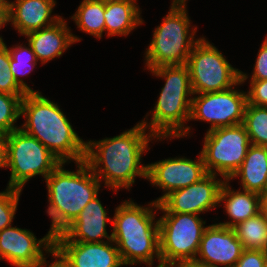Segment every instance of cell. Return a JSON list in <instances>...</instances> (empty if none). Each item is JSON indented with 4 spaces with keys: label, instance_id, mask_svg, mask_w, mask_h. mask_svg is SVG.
<instances>
[{
    "label": "cell",
    "instance_id": "6da1fadb",
    "mask_svg": "<svg viewBox=\"0 0 267 267\" xmlns=\"http://www.w3.org/2000/svg\"><path fill=\"white\" fill-rule=\"evenodd\" d=\"M139 122L133 128L112 138L87 141L84 161L104 185L115 189H129L135 177L147 179V165H141L142 154L155 137ZM104 178V179H103ZM102 179V180H101Z\"/></svg>",
    "mask_w": 267,
    "mask_h": 267
},
{
    "label": "cell",
    "instance_id": "7a4b0ae2",
    "mask_svg": "<svg viewBox=\"0 0 267 267\" xmlns=\"http://www.w3.org/2000/svg\"><path fill=\"white\" fill-rule=\"evenodd\" d=\"M21 116L26 122L20 129L35 137L61 162L85 159L86 142L74 131L60 107L41 92H29L23 97Z\"/></svg>",
    "mask_w": 267,
    "mask_h": 267
},
{
    "label": "cell",
    "instance_id": "3957f363",
    "mask_svg": "<svg viewBox=\"0 0 267 267\" xmlns=\"http://www.w3.org/2000/svg\"><path fill=\"white\" fill-rule=\"evenodd\" d=\"M148 206H139L132 200H125L115 209L112 240L126 266L145 263L151 267L156 257L159 261L157 267H162L159 222L157 219L154 221L153 212L158 209V203L153 200Z\"/></svg>",
    "mask_w": 267,
    "mask_h": 267
},
{
    "label": "cell",
    "instance_id": "277c9868",
    "mask_svg": "<svg viewBox=\"0 0 267 267\" xmlns=\"http://www.w3.org/2000/svg\"><path fill=\"white\" fill-rule=\"evenodd\" d=\"M149 71L166 82L150 111L153 112L151 120L148 123L143 119L141 123L159 140L188 136L190 126L185 127L184 123L190 119L191 95L194 96L188 66H160Z\"/></svg>",
    "mask_w": 267,
    "mask_h": 267
},
{
    "label": "cell",
    "instance_id": "5b68a950",
    "mask_svg": "<svg viewBox=\"0 0 267 267\" xmlns=\"http://www.w3.org/2000/svg\"><path fill=\"white\" fill-rule=\"evenodd\" d=\"M78 170H65L61 163L46 177L52 236L60 234L80 214L83 208L98 195L101 184L86 162H77Z\"/></svg>",
    "mask_w": 267,
    "mask_h": 267
},
{
    "label": "cell",
    "instance_id": "8992f818",
    "mask_svg": "<svg viewBox=\"0 0 267 267\" xmlns=\"http://www.w3.org/2000/svg\"><path fill=\"white\" fill-rule=\"evenodd\" d=\"M186 5H172L162 24L155 28L153 39L145 52L147 70L160 66L186 65L197 27L192 28ZM191 32V34H190Z\"/></svg>",
    "mask_w": 267,
    "mask_h": 267
},
{
    "label": "cell",
    "instance_id": "52a82bcc",
    "mask_svg": "<svg viewBox=\"0 0 267 267\" xmlns=\"http://www.w3.org/2000/svg\"><path fill=\"white\" fill-rule=\"evenodd\" d=\"M191 213H164L159 222V251L162 267L195 261L205 221ZM204 224V225H203Z\"/></svg>",
    "mask_w": 267,
    "mask_h": 267
},
{
    "label": "cell",
    "instance_id": "ba28073f",
    "mask_svg": "<svg viewBox=\"0 0 267 267\" xmlns=\"http://www.w3.org/2000/svg\"><path fill=\"white\" fill-rule=\"evenodd\" d=\"M194 94L223 91L244 83L248 75L232 67L204 37L193 46L187 64Z\"/></svg>",
    "mask_w": 267,
    "mask_h": 267
},
{
    "label": "cell",
    "instance_id": "9c48e42d",
    "mask_svg": "<svg viewBox=\"0 0 267 267\" xmlns=\"http://www.w3.org/2000/svg\"><path fill=\"white\" fill-rule=\"evenodd\" d=\"M62 162L35 137L16 129L7 135V164L11 169L8 187L23 189L29 179L41 175L45 179Z\"/></svg>",
    "mask_w": 267,
    "mask_h": 267
},
{
    "label": "cell",
    "instance_id": "30bf717a",
    "mask_svg": "<svg viewBox=\"0 0 267 267\" xmlns=\"http://www.w3.org/2000/svg\"><path fill=\"white\" fill-rule=\"evenodd\" d=\"M250 146L243 124L207 131L200 152L206 172L229 180L243 163Z\"/></svg>",
    "mask_w": 267,
    "mask_h": 267
},
{
    "label": "cell",
    "instance_id": "8fae6325",
    "mask_svg": "<svg viewBox=\"0 0 267 267\" xmlns=\"http://www.w3.org/2000/svg\"><path fill=\"white\" fill-rule=\"evenodd\" d=\"M194 95L189 120L210 122L211 127L208 131L243 124L247 104L246 92L232 87L223 91Z\"/></svg>",
    "mask_w": 267,
    "mask_h": 267
},
{
    "label": "cell",
    "instance_id": "7c38bea8",
    "mask_svg": "<svg viewBox=\"0 0 267 267\" xmlns=\"http://www.w3.org/2000/svg\"><path fill=\"white\" fill-rule=\"evenodd\" d=\"M53 248L54 236L49 231L38 240L27 229L10 226L0 231V260L5 259L16 267H45L43 250L52 253Z\"/></svg>",
    "mask_w": 267,
    "mask_h": 267
},
{
    "label": "cell",
    "instance_id": "4fadbf2b",
    "mask_svg": "<svg viewBox=\"0 0 267 267\" xmlns=\"http://www.w3.org/2000/svg\"><path fill=\"white\" fill-rule=\"evenodd\" d=\"M207 173L198 182L170 192L159 203L163 213H191L199 215L216 208L225 179Z\"/></svg>",
    "mask_w": 267,
    "mask_h": 267
},
{
    "label": "cell",
    "instance_id": "5bb4252c",
    "mask_svg": "<svg viewBox=\"0 0 267 267\" xmlns=\"http://www.w3.org/2000/svg\"><path fill=\"white\" fill-rule=\"evenodd\" d=\"M199 159L177 157L147 164V179L153 186L160 187L164 194L154 200L159 203L170 192L198 182L207 172L201 153Z\"/></svg>",
    "mask_w": 267,
    "mask_h": 267
},
{
    "label": "cell",
    "instance_id": "9a60e30c",
    "mask_svg": "<svg viewBox=\"0 0 267 267\" xmlns=\"http://www.w3.org/2000/svg\"><path fill=\"white\" fill-rule=\"evenodd\" d=\"M243 250L233 228L216 223L204 230L195 262L209 267H234Z\"/></svg>",
    "mask_w": 267,
    "mask_h": 267
},
{
    "label": "cell",
    "instance_id": "2e32d148",
    "mask_svg": "<svg viewBox=\"0 0 267 267\" xmlns=\"http://www.w3.org/2000/svg\"><path fill=\"white\" fill-rule=\"evenodd\" d=\"M53 249L69 267H121L124 265L113 240L54 242Z\"/></svg>",
    "mask_w": 267,
    "mask_h": 267
},
{
    "label": "cell",
    "instance_id": "e0dca14e",
    "mask_svg": "<svg viewBox=\"0 0 267 267\" xmlns=\"http://www.w3.org/2000/svg\"><path fill=\"white\" fill-rule=\"evenodd\" d=\"M97 197L88 202L79 216L54 237V242H104L102 238L112 240V233L108 235L106 226L113 219L107 216V211Z\"/></svg>",
    "mask_w": 267,
    "mask_h": 267
},
{
    "label": "cell",
    "instance_id": "ac0fdd59",
    "mask_svg": "<svg viewBox=\"0 0 267 267\" xmlns=\"http://www.w3.org/2000/svg\"><path fill=\"white\" fill-rule=\"evenodd\" d=\"M56 0H15L8 1V23L21 35L51 26L61 19L52 16Z\"/></svg>",
    "mask_w": 267,
    "mask_h": 267
},
{
    "label": "cell",
    "instance_id": "d6986e66",
    "mask_svg": "<svg viewBox=\"0 0 267 267\" xmlns=\"http://www.w3.org/2000/svg\"><path fill=\"white\" fill-rule=\"evenodd\" d=\"M26 36L28 44L41 64L62 56L71 44L81 40L71 33L63 18L51 26L32 31Z\"/></svg>",
    "mask_w": 267,
    "mask_h": 267
},
{
    "label": "cell",
    "instance_id": "ffe728a7",
    "mask_svg": "<svg viewBox=\"0 0 267 267\" xmlns=\"http://www.w3.org/2000/svg\"><path fill=\"white\" fill-rule=\"evenodd\" d=\"M229 186V180H225L219 195V205L224 202L225 210L231 218L229 222L217 223L221 226L233 228L237 224L260 213V194L237 190L234 191Z\"/></svg>",
    "mask_w": 267,
    "mask_h": 267
},
{
    "label": "cell",
    "instance_id": "44dd1931",
    "mask_svg": "<svg viewBox=\"0 0 267 267\" xmlns=\"http://www.w3.org/2000/svg\"><path fill=\"white\" fill-rule=\"evenodd\" d=\"M137 0H105V31L107 36H127L143 24Z\"/></svg>",
    "mask_w": 267,
    "mask_h": 267
},
{
    "label": "cell",
    "instance_id": "7402d4cb",
    "mask_svg": "<svg viewBox=\"0 0 267 267\" xmlns=\"http://www.w3.org/2000/svg\"><path fill=\"white\" fill-rule=\"evenodd\" d=\"M241 177V188L258 194L265 192L267 181V147L251 145L239 169L229 179Z\"/></svg>",
    "mask_w": 267,
    "mask_h": 267
},
{
    "label": "cell",
    "instance_id": "603a6c76",
    "mask_svg": "<svg viewBox=\"0 0 267 267\" xmlns=\"http://www.w3.org/2000/svg\"><path fill=\"white\" fill-rule=\"evenodd\" d=\"M105 0H83L71 17L81 31L102 38L105 31Z\"/></svg>",
    "mask_w": 267,
    "mask_h": 267
},
{
    "label": "cell",
    "instance_id": "cb8c5ba5",
    "mask_svg": "<svg viewBox=\"0 0 267 267\" xmlns=\"http://www.w3.org/2000/svg\"><path fill=\"white\" fill-rule=\"evenodd\" d=\"M244 249L267 251V218L260 212L233 227Z\"/></svg>",
    "mask_w": 267,
    "mask_h": 267
},
{
    "label": "cell",
    "instance_id": "d4e9b609",
    "mask_svg": "<svg viewBox=\"0 0 267 267\" xmlns=\"http://www.w3.org/2000/svg\"><path fill=\"white\" fill-rule=\"evenodd\" d=\"M243 125L251 145L267 147V107L247 103Z\"/></svg>",
    "mask_w": 267,
    "mask_h": 267
},
{
    "label": "cell",
    "instance_id": "484cf974",
    "mask_svg": "<svg viewBox=\"0 0 267 267\" xmlns=\"http://www.w3.org/2000/svg\"><path fill=\"white\" fill-rule=\"evenodd\" d=\"M10 54V71L12 72L16 82L27 92H37L31 89L28 84L24 82L23 79H20V76H25L33 70L37 64V58L32 50L31 46L28 44V47L25 45H16L12 48H8Z\"/></svg>",
    "mask_w": 267,
    "mask_h": 267
},
{
    "label": "cell",
    "instance_id": "4316f807",
    "mask_svg": "<svg viewBox=\"0 0 267 267\" xmlns=\"http://www.w3.org/2000/svg\"><path fill=\"white\" fill-rule=\"evenodd\" d=\"M23 97L0 93V133L8 135L13 130L20 128L16 127L15 123L21 116Z\"/></svg>",
    "mask_w": 267,
    "mask_h": 267
},
{
    "label": "cell",
    "instance_id": "83f0119b",
    "mask_svg": "<svg viewBox=\"0 0 267 267\" xmlns=\"http://www.w3.org/2000/svg\"><path fill=\"white\" fill-rule=\"evenodd\" d=\"M0 93L25 96L27 92L16 82L10 71V54L4 41L0 42Z\"/></svg>",
    "mask_w": 267,
    "mask_h": 267
},
{
    "label": "cell",
    "instance_id": "f1b7e54d",
    "mask_svg": "<svg viewBox=\"0 0 267 267\" xmlns=\"http://www.w3.org/2000/svg\"><path fill=\"white\" fill-rule=\"evenodd\" d=\"M21 190L8 187L0 192V231L12 226Z\"/></svg>",
    "mask_w": 267,
    "mask_h": 267
},
{
    "label": "cell",
    "instance_id": "f546056e",
    "mask_svg": "<svg viewBox=\"0 0 267 267\" xmlns=\"http://www.w3.org/2000/svg\"><path fill=\"white\" fill-rule=\"evenodd\" d=\"M267 263V251L244 249L234 267H264Z\"/></svg>",
    "mask_w": 267,
    "mask_h": 267
},
{
    "label": "cell",
    "instance_id": "4dcf8cb0",
    "mask_svg": "<svg viewBox=\"0 0 267 267\" xmlns=\"http://www.w3.org/2000/svg\"><path fill=\"white\" fill-rule=\"evenodd\" d=\"M247 103L267 107V80H251Z\"/></svg>",
    "mask_w": 267,
    "mask_h": 267
},
{
    "label": "cell",
    "instance_id": "1f68e13d",
    "mask_svg": "<svg viewBox=\"0 0 267 267\" xmlns=\"http://www.w3.org/2000/svg\"><path fill=\"white\" fill-rule=\"evenodd\" d=\"M250 80H267V37L260 47Z\"/></svg>",
    "mask_w": 267,
    "mask_h": 267
},
{
    "label": "cell",
    "instance_id": "d6a6232c",
    "mask_svg": "<svg viewBox=\"0 0 267 267\" xmlns=\"http://www.w3.org/2000/svg\"><path fill=\"white\" fill-rule=\"evenodd\" d=\"M7 164V135L0 133V168Z\"/></svg>",
    "mask_w": 267,
    "mask_h": 267
},
{
    "label": "cell",
    "instance_id": "836d02e7",
    "mask_svg": "<svg viewBox=\"0 0 267 267\" xmlns=\"http://www.w3.org/2000/svg\"><path fill=\"white\" fill-rule=\"evenodd\" d=\"M8 24V0H0V29ZM3 41L0 36V42Z\"/></svg>",
    "mask_w": 267,
    "mask_h": 267
},
{
    "label": "cell",
    "instance_id": "e575fe53",
    "mask_svg": "<svg viewBox=\"0 0 267 267\" xmlns=\"http://www.w3.org/2000/svg\"><path fill=\"white\" fill-rule=\"evenodd\" d=\"M260 212L267 218V192L260 194Z\"/></svg>",
    "mask_w": 267,
    "mask_h": 267
},
{
    "label": "cell",
    "instance_id": "d590c367",
    "mask_svg": "<svg viewBox=\"0 0 267 267\" xmlns=\"http://www.w3.org/2000/svg\"><path fill=\"white\" fill-rule=\"evenodd\" d=\"M54 258H57L54 262H52L50 265H47V267H69L65 261L54 251L51 253Z\"/></svg>",
    "mask_w": 267,
    "mask_h": 267
},
{
    "label": "cell",
    "instance_id": "8d00e7d4",
    "mask_svg": "<svg viewBox=\"0 0 267 267\" xmlns=\"http://www.w3.org/2000/svg\"><path fill=\"white\" fill-rule=\"evenodd\" d=\"M175 267H209V266L202 265L195 261H192V262H185V263L179 264Z\"/></svg>",
    "mask_w": 267,
    "mask_h": 267
},
{
    "label": "cell",
    "instance_id": "74e56055",
    "mask_svg": "<svg viewBox=\"0 0 267 267\" xmlns=\"http://www.w3.org/2000/svg\"><path fill=\"white\" fill-rule=\"evenodd\" d=\"M187 0H173L172 5H186Z\"/></svg>",
    "mask_w": 267,
    "mask_h": 267
},
{
    "label": "cell",
    "instance_id": "f35d334b",
    "mask_svg": "<svg viewBox=\"0 0 267 267\" xmlns=\"http://www.w3.org/2000/svg\"><path fill=\"white\" fill-rule=\"evenodd\" d=\"M265 192H267V181H266V185H265Z\"/></svg>",
    "mask_w": 267,
    "mask_h": 267
}]
</instances>
